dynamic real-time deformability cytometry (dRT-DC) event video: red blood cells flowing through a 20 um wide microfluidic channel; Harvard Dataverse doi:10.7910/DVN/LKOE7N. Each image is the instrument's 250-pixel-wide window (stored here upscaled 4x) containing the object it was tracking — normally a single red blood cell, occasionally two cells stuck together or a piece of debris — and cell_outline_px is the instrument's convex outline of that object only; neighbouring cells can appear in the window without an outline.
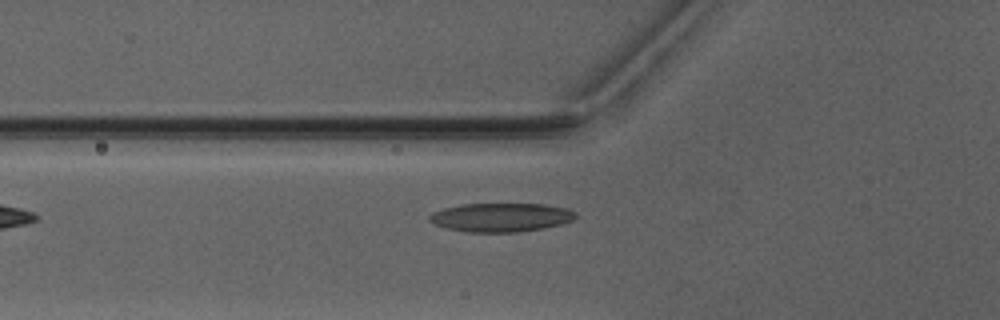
{"species": "Egyptian fruit bat (a non-hibernating species)", "species_latin": "Rousettus aegyptiacus", "temperature_condition": "warm", "stored_images_in_passage": 3, "camera_frame_rate_fps": 3000, "um_per_image_px": 0.085, "animal": {"sex": "male"}, "frame": {"image": 1, "passage_image": 3, "time_ms": 2.333, "image_size_px": [1000, 320], "cell_outline_px": [[576, 216], [572, 220], [560, 224], [544, 228], [520, 232], [464, 232], [432, 224], [428, 220], [428, 216], [432, 212], [444, 208], [460, 204], [544, 204], [568, 208], [576, 212]], "centroid_in_image_um": [42.55, 18.47], "position_along_channel_um": 83.2, "area_um2": 24.68}}